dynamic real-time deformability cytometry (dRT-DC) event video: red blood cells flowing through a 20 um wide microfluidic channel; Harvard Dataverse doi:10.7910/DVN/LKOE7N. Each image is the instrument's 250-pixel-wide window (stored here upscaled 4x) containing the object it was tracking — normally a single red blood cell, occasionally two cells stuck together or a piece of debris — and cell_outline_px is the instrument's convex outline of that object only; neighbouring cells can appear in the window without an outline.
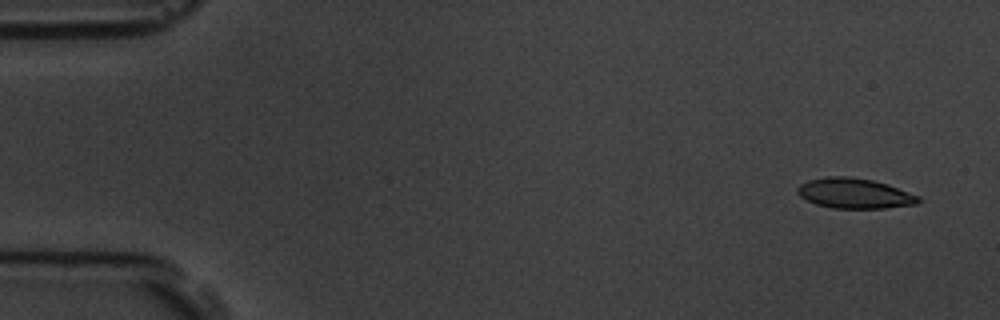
{"species": "common noctule bat (a hibernating species)", "species_latin": "Nyctalus noctula", "temperature_condition": "room temperature", "stored_images_in_passage": 5, "camera_frame_rate_fps": 3000, "um_per_image_px": 0.085, "animal": {"sex": "male", "body_mass_g": 19.5, "forearm_length_mm": 54.6}, "frame": {"image": 1, "passage_image": 1, "time_ms": 0.0, "image_size_px": [1000, 320], "cell_outline_px": [[920, 200], [916, 204], [884, 208], [832, 208], [816, 204], [800, 196], [796, 192], [796, 188], [800, 184], [808, 180], [828, 176], [848, 176], [872, 180], [888, 184], [920, 196]], "centroid_in_image_um": [72.62, 16.43], "position_along_channel_um": 12.4, "area_um2": 21.27}}